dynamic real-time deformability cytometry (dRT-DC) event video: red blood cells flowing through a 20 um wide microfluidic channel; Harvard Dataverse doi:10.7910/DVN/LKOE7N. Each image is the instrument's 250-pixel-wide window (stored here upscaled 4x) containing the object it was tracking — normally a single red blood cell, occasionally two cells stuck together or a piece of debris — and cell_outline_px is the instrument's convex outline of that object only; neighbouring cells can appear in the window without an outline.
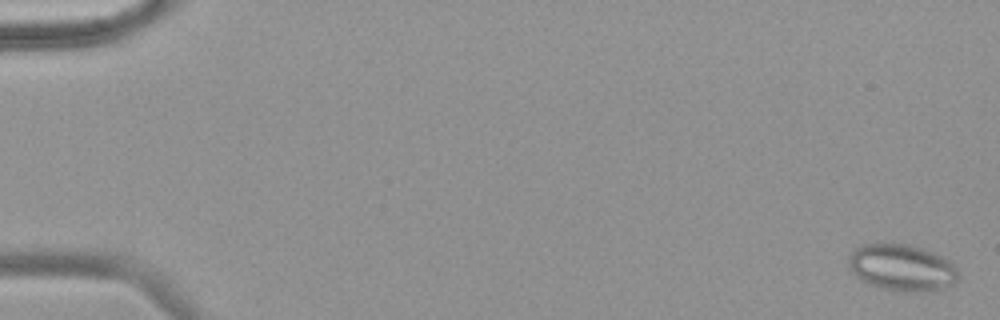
{"species": "common noctule bat (a hibernating species)", "species_latin": "Nyctalus noctula", "temperature_condition": "warm", "stored_images_in_passage": 57, "camera_frame_rate_fps": 3000, "um_per_image_px": 0.085, "animal": {"sex": "female", "body_mass_g": 18.4}, "frame": {"image": 1, "passage_image": 2, "time_ms": 0.333, "image_size_px": [1000, 320], "cell_outline_px": [[960, 280], [948, 288], [940, 292], [916, 292], [888, 288], [872, 284], [856, 276], [848, 268], [848, 260], [852, 252], [860, 244], [908, 244], [932, 252], [948, 260], [956, 268]], "centroid_in_image_um": [76.72, 22.76], "position_along_channel_um": 8.3, "area_um2": 29.71}}
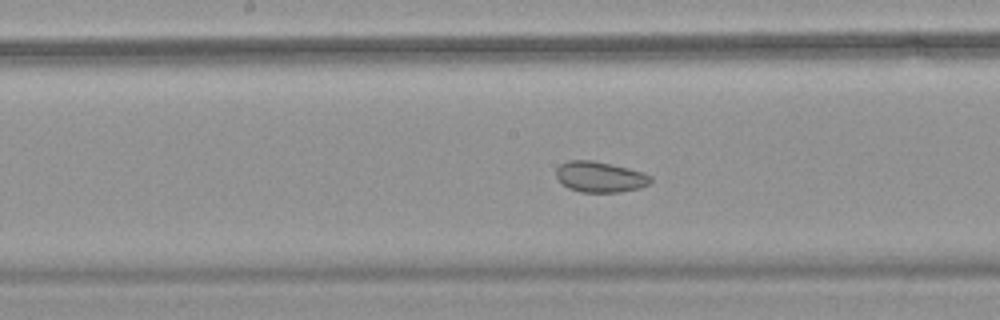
{"frame": {"image": 2, "passage_image": 31, "time_ms": 10.0, "image_size_px": [1000, 320], "cell_outline_px": [[652, 180], [648, 184], [640, 188], [620, 192], [580, 192], [568, 188], [556, 176], [556, 168], [560, 164], [568, 160], [592, 160], [628, 168], [644, 172], [652, 176]], "centroid_in_image_um": [51.01, 15.03], "position_along_channel_um": 197.2, "area_um2": 16.94}}
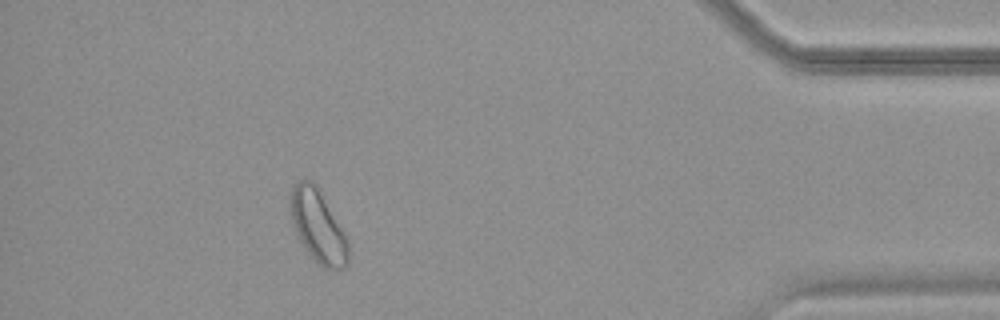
{"frame": {"image": 3, "passage_image": 52, "time_ms": 17.0, "image_size_px": [1000, 320], "cell_outline_px": [[348, 264], [344, 268], [324, 268], [308, 252], [300, 240], [292, 220], [292, 188], [296, 180], [312, 180], [316, 184], [344, 232], [348, 240]], "centroid_in_image_um": [27.06, 19.22], "position_along_channel_um": 408.1, "area_um2": 23.7}, "authors_computed_cell_mechanics": {"area_um2": 23.2356, "velocity_mm_per_s": 3.6468, "shape_relaxation_time_tau1_ms": null, "shape_relaxation_time_tau2_ms": 2.0802, "deformation_change_tau1": null, "deformation_change_tau2": 0.071}}